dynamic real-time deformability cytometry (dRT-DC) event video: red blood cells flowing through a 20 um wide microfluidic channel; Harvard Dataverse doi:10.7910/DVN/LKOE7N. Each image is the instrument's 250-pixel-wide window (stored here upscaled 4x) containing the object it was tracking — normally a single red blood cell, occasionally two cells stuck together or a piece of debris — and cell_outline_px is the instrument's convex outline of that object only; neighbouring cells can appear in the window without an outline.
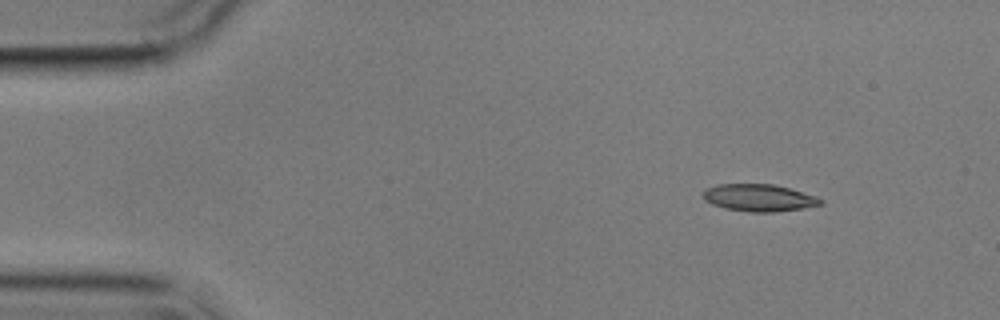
{"species": "common noctule bat (a hibernating species)", "species_latin": "Nyctalus noctula", "temperature_condition": "cold", "stored_images_in_passage": 7, "camera_frame_rate_fps": 3000, "um_per_image_px": 0.085, "animal": {"sex": "male", "body_mass_g": 17.9}, "frame": {"image": 1, "passage_image": 1, "time_ms": 0.0, "image_size_px": [1000, 320], "cell_outline_px": [[824, 204], [800, 208], [772, 212], [748, 212], [724, 208], [712, 204], [704, 200], [704, 188], [716, 184], [772, 184], [788, 188], [816, 196], [824, 200]], "centroid_in_image_um": [64.48, 16.81], "position_along_channel_um": 20.5, "area_um2": 18.55}}
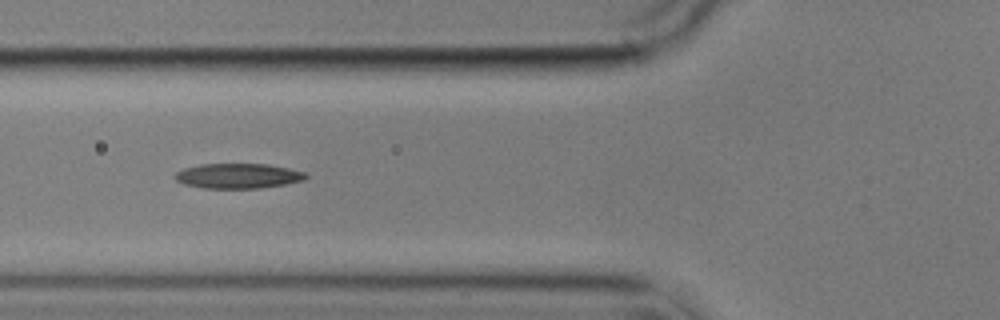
{"frame": {"image": 2, "passage_image": 5, "time_ms": 4.667, "image_size_px": [1000, 320], "cell_outline_px": [[308, 176], [304, 180], [284, 184], [260, 188], [204, 188], [184, 184], [176, 180], [172, 176], [176, 172], [184, 168], [200, 164], [268, 164], [288, 168], [304, 172]], "centroid_in_image_um": [20.2, 14.95], "position_along_channel_um": 105.6, "area_um2": 19.02}}
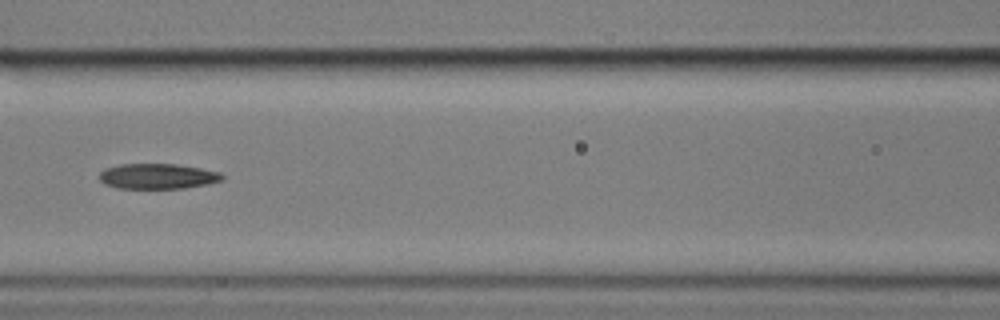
{"frame": {"image": 3, "passage_image": 6, "time_ms": 6.0, "image_size_px": [1000, 320], "cell_outline_px": [[224, 180], [208, 184], [184, 188], [116, 188], [104, 184], [100, 180], [100, 172], [104, 168], [120, 164], [176, 164], [200, 168], [220, 172], [224, 176]], "centroid_in_image_um": [13.4, 14.98], "position_along_channel_um": 153.2, "area_um2": 18.21}}